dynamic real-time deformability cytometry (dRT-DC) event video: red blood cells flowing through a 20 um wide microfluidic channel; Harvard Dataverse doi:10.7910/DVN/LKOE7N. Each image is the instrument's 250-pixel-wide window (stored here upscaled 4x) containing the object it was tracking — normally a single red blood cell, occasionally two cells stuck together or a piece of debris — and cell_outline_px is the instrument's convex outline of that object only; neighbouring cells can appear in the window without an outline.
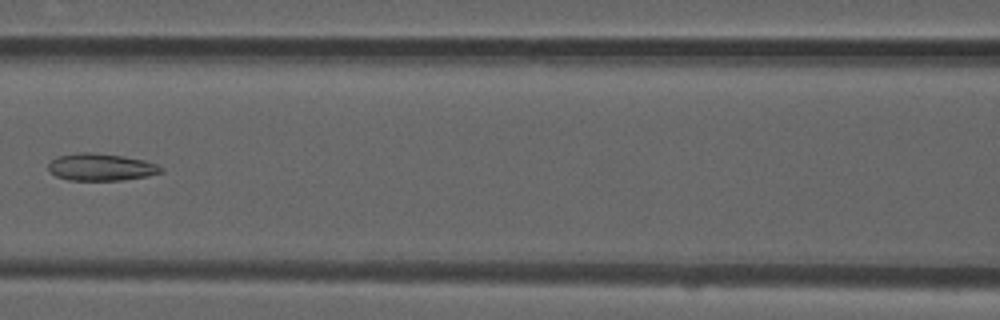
{"species": "common noctule bat (a hibernating species)", "species_latin": "Nyctalus noctula", "temperature_condition": "room temperature", "stored_images_in_passage": 7, "camera_frame_rate_fps": 3000, "um_per_image_px": 0.085, "animal": {"sex": "male", "forearm_length_mm": 52.5}, "frame": {"image": 1, "passage_image": 7, "time_ms": 2.0, "image_size_px": [1000, 320], "cell_outline_px": [[164, 172], [148, 176], [124, 180], [68, 180], [56, 176], [48, 168], [48, 164], [56, 156], [76, 152], [92, 152], [120, 156], [144, 160], [156, 164], [164, 168]], "centroid_in_image_um": [8.59, 14.2], "position_along_channel_um": 158.0, "area_um2": 17.92}}